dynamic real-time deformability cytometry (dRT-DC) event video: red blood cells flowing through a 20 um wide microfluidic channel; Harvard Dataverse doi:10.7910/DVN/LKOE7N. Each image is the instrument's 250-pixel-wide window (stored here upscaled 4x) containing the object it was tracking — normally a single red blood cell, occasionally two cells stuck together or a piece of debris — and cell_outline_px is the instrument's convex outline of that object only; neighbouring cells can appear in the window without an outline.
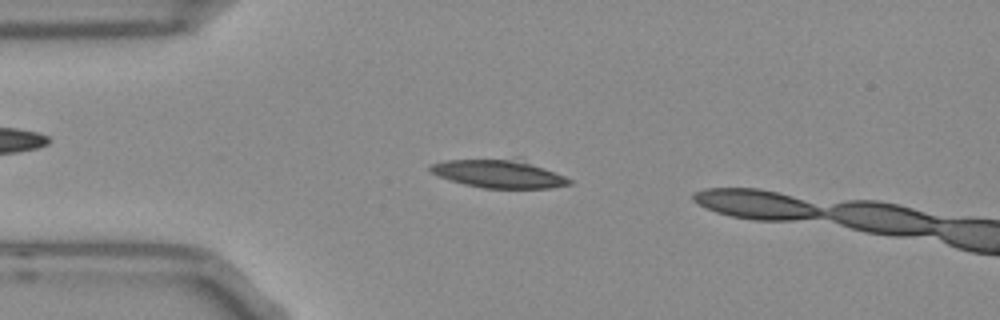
{"species": "Egyptian fruit bat (a non-hibernating species)", "species_latin": "Rousettus aegyptiacus", "temperature_condition": "room temperature", "stored_images_in_passage": 6, "camera_frame_rate_fps": 3000, "um_per_image_px": 0.085, "frame": {"image": 1, "passage_image": 3, "time_ms": 0.667, "image_size_px": [1000, 320], "cell_outline_px": [[572, 184], [552, 188], [484, 188], [464, 184], [440, 176], [432, 172], [428, 168], [428, 164], [444, 160], [520, 156], [564, 176], [572, 180]], "centroid_in_image_um": [42.44, 14.71], "position_along_channel_um": 42.6, "area_um2": 23.76}}